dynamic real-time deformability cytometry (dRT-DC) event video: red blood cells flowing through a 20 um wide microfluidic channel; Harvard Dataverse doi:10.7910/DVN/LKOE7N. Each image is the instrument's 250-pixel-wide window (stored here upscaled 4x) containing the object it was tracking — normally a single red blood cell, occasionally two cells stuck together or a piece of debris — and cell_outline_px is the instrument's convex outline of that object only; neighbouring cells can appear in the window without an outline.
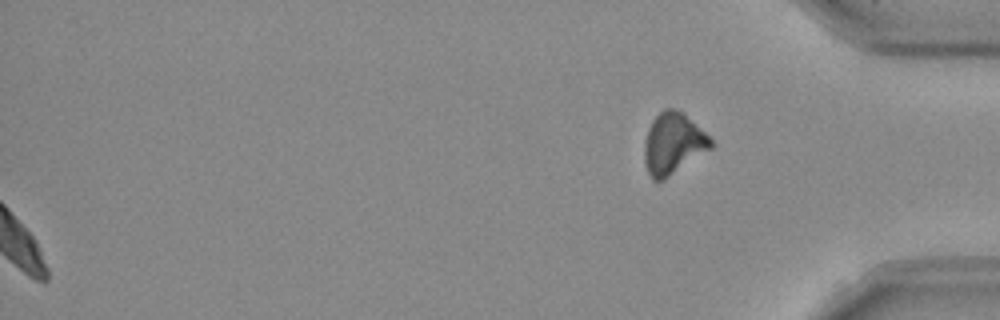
{"species": "Egyptian fruit bat (a non-hibernating species)", "species_latin": "Rousettus aegyptiacus", "temperature_condition": "room temperature", "stored_images_in_passage": 49, "segment_of_instrument_passage": [2, 2], "camera_frame_rate_fps": 3000, "um_per_image_px": 0.085, "frame": {"image": 1, "passage_image": 49, "time_ms": 16.0, "image_size_px": [1000, 320], "cell_outline_px": [[712, 148], [664, 180], [652, 180], [644, 164], [644, 140], [648, 128], [652, 120], [664, 108], [676, 108], [684, 112], [712, 140]], "centroid_in_image_um": [57.19, 12.2], "position_along_channel_um": 378.0, "area_um2": 23.87}}